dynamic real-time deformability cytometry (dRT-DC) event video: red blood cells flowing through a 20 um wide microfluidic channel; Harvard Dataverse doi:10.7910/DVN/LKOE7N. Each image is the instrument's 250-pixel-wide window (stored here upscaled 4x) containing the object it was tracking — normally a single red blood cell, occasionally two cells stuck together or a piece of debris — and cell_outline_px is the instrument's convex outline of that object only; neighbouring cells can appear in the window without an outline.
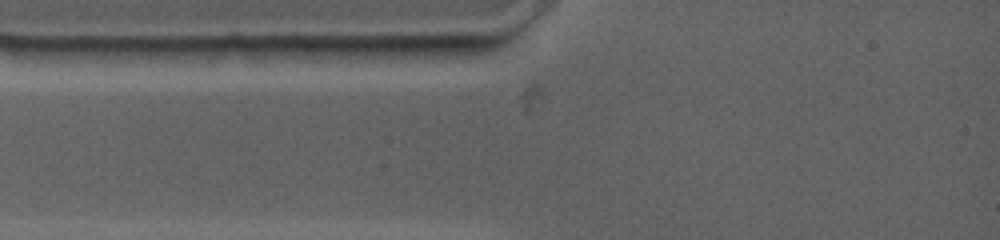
{"species": "common noctule bat (a hibernating species)", "species_latin": "Nyctalus noctula", "temperature_condition": "warm", "stored_images_in_passage": 2, "camera_frame_rate_fps": 4500, "um_per_image_px": 0.085, "animal": {"sex": "female", "body_mass_g": 19.0, "forearm_length_mm": 53.3}, "frame": {"image": 1, "passage_image": 1, "time_ms": 0.0, "image_size_px": [1000, 240], "cell_outline_px": [[492, 44], [464, 60], [388, 64], [368, 48], [368, 44]], "centroid_in_image_um": [36.1, 4.45], "position_along_channel_um": 48.9, "area_um2": 13.24}}